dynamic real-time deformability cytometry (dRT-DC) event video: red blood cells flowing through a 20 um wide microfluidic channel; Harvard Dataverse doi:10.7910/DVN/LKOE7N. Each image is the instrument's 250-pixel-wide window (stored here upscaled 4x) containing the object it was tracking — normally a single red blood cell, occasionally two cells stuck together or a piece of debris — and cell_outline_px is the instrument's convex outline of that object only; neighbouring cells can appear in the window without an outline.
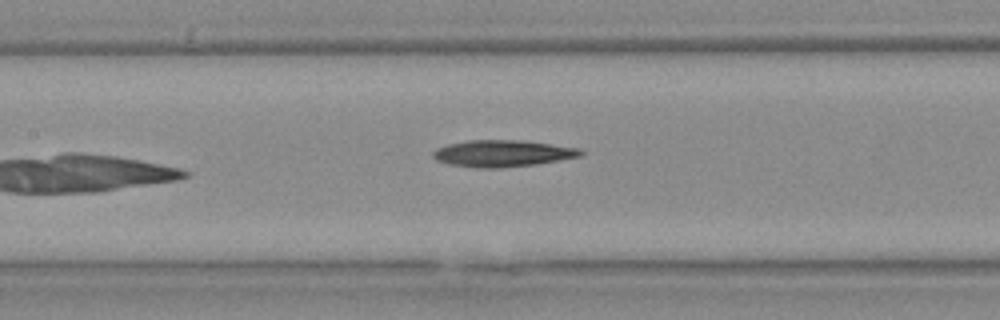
{"species": "Egyptian fruit bat (a non-hibernating species)", "species_latin": "Rousettus aegyptiacus", "temperature_condition": "warm", "stored_images_in_passage": 11, "camera_frame_rate_fps": 3000, "um_per_image_px": 0.085, "animal": {"sex": "female"}, "frame": {"image": 1, "passage_image": 11, "time_ms": 3.333, "image_size_px": [1000, 320], "cell_outline_px": [[584, 152], [580, 156], [536, 164], [500, 168], [476, 168], [448, 164], [436, 160], [432, 156], [432, 152], [436, 148], [448, 144], [468, 140], [520, 140], [552, 144], [580, 148]], "centroid_in_image_um": [42.68, 13.04], "position_along_channel_um": 164.7, "area_um2": 23.0}}